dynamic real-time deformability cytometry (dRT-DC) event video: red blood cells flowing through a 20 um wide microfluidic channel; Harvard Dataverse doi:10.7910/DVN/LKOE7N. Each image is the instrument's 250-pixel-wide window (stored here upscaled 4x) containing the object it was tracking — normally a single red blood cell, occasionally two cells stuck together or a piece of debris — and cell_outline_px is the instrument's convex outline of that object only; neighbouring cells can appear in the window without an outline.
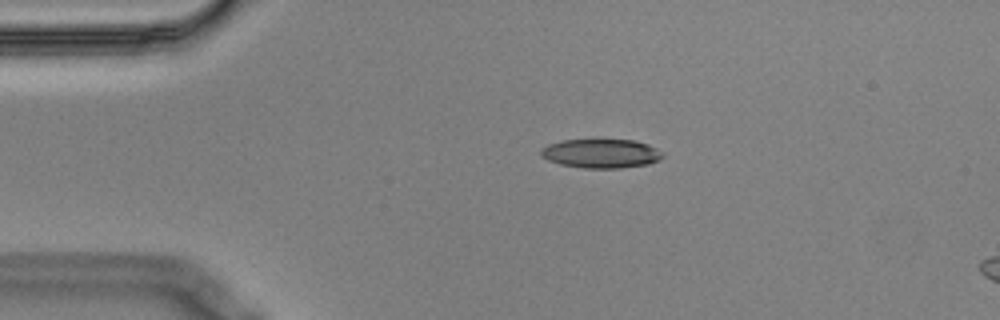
{"species": "Egyptian fruit bat (a non-hibernating species)", "species_latin": "Rousettus aegyptiacus", "temperature_condition": "cold", "stored_images_in_passage": 9, "camera_frame_rate_fps": 3000, "um_per_image_px": 0.085, "animal": {"sex": "male"}, "frame": {"image": 1, "passage_image": 1, "time_ms": 0.0, "image_size_px": [1000, 320], "cell_outline_px": [[664, 156], [660, 160], [648, 164], [620, 168], [584, 168], [560, 164], [548, 160], [540, 156], [540, 148], [548, 144], [564, 140], [632, 140], [648, 144], [664, 152]], "centroid_in_image_um": [51.1, 13.05], "position_along_channel_um": 33.9, "area_um2": 20.69}}